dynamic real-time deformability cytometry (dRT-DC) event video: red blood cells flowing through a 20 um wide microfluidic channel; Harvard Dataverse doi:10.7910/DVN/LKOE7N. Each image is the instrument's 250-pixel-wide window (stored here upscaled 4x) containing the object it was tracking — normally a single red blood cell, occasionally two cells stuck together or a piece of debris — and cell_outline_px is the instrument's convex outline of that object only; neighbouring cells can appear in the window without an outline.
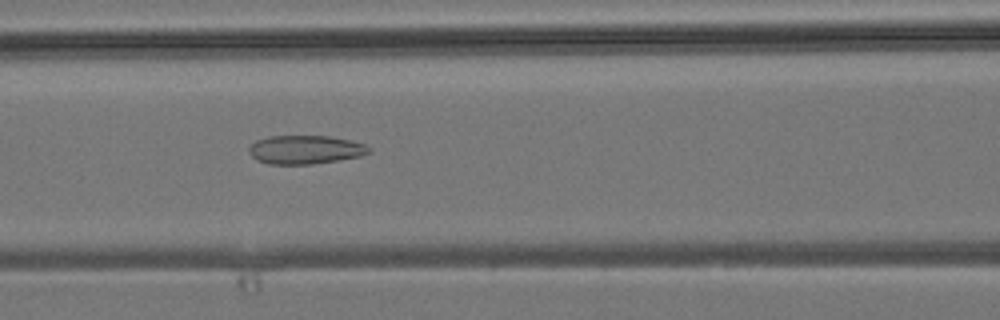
{"species": "common noctule bat (a hibernating species)", "species_latin": "Nyctalus noctula", "temperature_condition": "room temperature", "stored_images_in_passage": 4, "camera_frame_rate_fps": 3000, "um_per_image_px": 0.085, "animal": {"sex": "male", "body_mass_g": 19.2, "forearm_length_mm": 51.8}, "frame": {"image": 1, "passage_image": 4, "time_ms": 4.667, "image_size_px": [1000, 320], "cell_outline_px": [[368, 152], [360, 156], [312, 164], [268, 164], [256, 160], [248, 152], [248, 148], [256, 140], [268, 136], [332, 136], [352, 140], [364, 144], [368, 148]], "centroid_in_image_um": [25.89, 12.71], "position_along_channel_um": 140.7, "area_um2": 19.94}}